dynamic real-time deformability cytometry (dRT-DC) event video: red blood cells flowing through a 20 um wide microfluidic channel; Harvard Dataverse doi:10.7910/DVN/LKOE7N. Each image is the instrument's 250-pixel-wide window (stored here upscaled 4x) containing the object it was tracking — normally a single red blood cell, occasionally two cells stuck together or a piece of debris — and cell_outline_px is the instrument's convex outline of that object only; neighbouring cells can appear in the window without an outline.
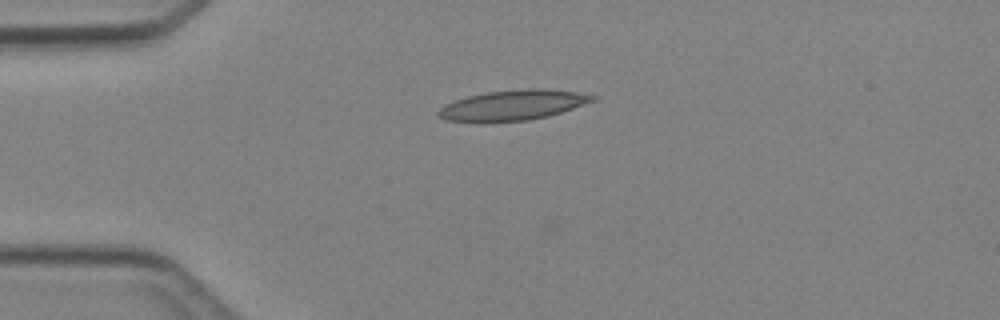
{"species": "Egyptian fruit bat (a non-hibernating species)", "species_latin": "Rousettus aegyptiacus", "temperature_condition": "cold", "stored_images_in_passage": 1, "camera_frame_rate_fps": 3000, "um_per_image_px": 0.085, "animal": {"sex": "female"}, "frame": {"image": 1, "passage_image": 1, "time_ms": 0.0, "image_size_px": [1000, 320], "cell_outline_px": [[600, 96], [596, 100], [548, 116], [528, 120], [480, 124], [448, 120], [440, 116], [436, 112], [440, 108], [456, 100], [468, 96], [488, 92], [528, 88], [544, 88], [576, 92]], "centroid_in_image_um": [43.6, 8.96], "position_along_channel_um": 41.4, "area_um2": 27.4}}